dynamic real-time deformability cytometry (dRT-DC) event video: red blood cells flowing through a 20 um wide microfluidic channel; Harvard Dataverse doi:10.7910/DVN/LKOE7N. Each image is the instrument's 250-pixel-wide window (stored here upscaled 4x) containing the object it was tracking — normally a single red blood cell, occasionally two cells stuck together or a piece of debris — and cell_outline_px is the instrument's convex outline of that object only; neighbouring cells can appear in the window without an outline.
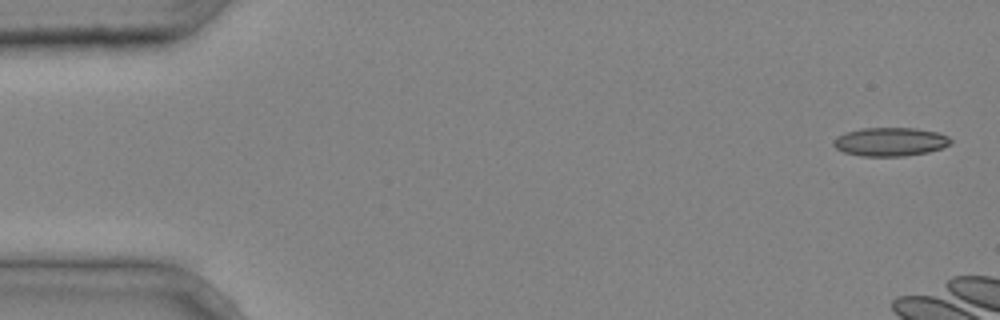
{"species": "common noctule bat (a hibernating species)", "species_latin": "Nyctalus noctula", "temperature_condition": "cold", "stored_images_in_passage": 6, "camera_frame_rate_fps": 3000, "um_per_image_px": 0.085, "animal": {"sex": "male", "body_mass_g": 20.4}, "frame": {"image": 1, "passage_image": 1, "time_ms": 0.0, "image_size_px": [1000, 320], "cell_outline_px": [[952, 144], [944, 148], [928, 152], [904, 156], [860, 156], [844, 152], [836, 148], [832, 144], [832, 140], [836, 136], [860, 128], [916, 128], [936, 132], [948, 136], [952, 140]], "centroid_in_image_um": [75.68, 12.05], "position_along_channel_um": 9.3, "area_um2": 19.71}}